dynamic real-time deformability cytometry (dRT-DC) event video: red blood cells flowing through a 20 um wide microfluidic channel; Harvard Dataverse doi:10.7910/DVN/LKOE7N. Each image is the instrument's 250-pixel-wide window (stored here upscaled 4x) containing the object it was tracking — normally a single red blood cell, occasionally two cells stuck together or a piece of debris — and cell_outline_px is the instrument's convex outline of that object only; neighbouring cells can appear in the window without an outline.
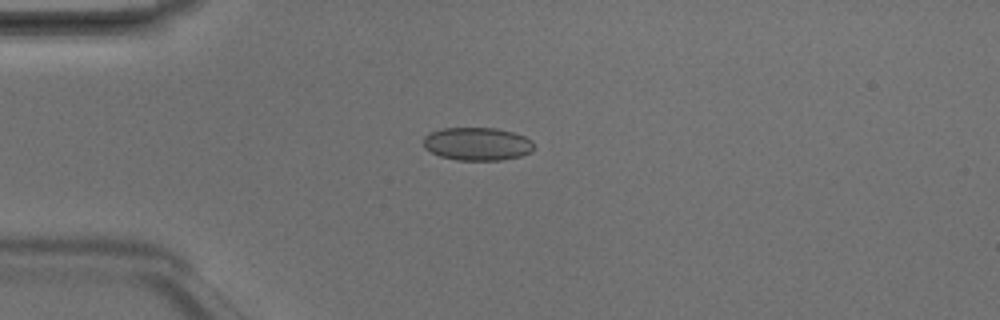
{"species": "Egyptian fruit bat (a non-hibernating species)", "species_latin": "Rousettus aegyptiacus", "temperature_condition": "room temperature", "stored_images_in_passage": 4, "camera_frame_rate_fps": 3000, "um_per_image_px": 0.085, "animal": {"sex": "male"}, "frame": {"image": 1, "passage_image": 4, "time_ms": 1.0, "image_size_px": [1000, 320], "cell_outline_px": [[532, 152], [520, 156], [500, 160], [456, 160], [440, 156], [424, 148], [424, 136], [432, 132], [444, 128], [496, 128], [512, 132], [524, 136], [532, 140]], "centroid_in_image_um": [40.56, 12.23], "position_along_channel_um": 44.4, "area_um2": 21.15}}